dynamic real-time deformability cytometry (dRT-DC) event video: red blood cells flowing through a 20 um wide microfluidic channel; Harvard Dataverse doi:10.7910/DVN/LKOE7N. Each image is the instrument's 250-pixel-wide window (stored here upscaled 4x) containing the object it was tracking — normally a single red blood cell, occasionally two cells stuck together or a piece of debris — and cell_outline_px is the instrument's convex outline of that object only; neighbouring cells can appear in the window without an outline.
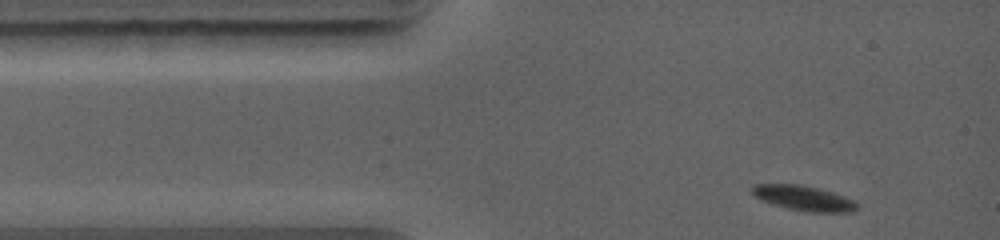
{"species": "common noctule bat (a hibernating species)", "species_latin": "Nyctalus noctula", "temperature_condition": "warm", "stored_images_in_passage": 9, "camera_frame_rate_fps": 5000, "um_per_image_px": 0.085, "animal": {"sex": "female", "body_mass_g": 19.0, "forearm_length_mm": 56.7}, "frame": {"image": 1, "passage_image": 1, "time_ms": 0.0, "image_size_px": [1000, 240], "cell_outline_px": [[856, 208], [852, 212], [808, 212], [788, 208], [772, 204], [752, 196], [752, 184], [800, 184], [832, 192], [856, 200]], "centroid_in_image_um": [68.28, 16.84], "position_along_channel_um": 16.7, "area_um2": 15.26}}
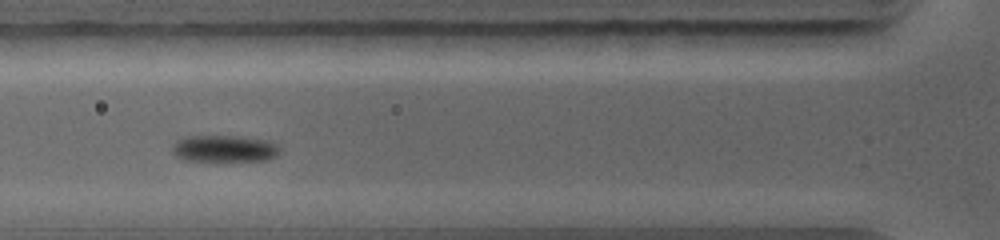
{"frame": {"image": 2, "passage_image": 4, "time_ms": 2.8, "image_size_px": [1000, 240], "cell_outline_px": [[280, 152], [276, 156], [268, 160], [184, 160], [176, 156], [172, 148], [172, 144], [176, 140], [184, 136], [240, 136], [268, 140], [276, 144], [280, 148]], "centroid_in_image_um": [19.07, 12.61], "position_along_channel_um": 106.7, "area_um2": 16.76}}
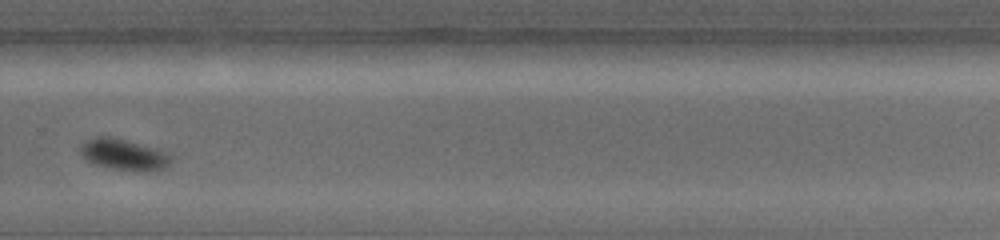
{"frame": {"image": 3, "passage_image": 9, "time_ms": 7.4, "image_size_px": [1000, 240], "cell_outline_px": [[172, 160], [164, 168], [144, 172], [132, 172], [92, 164], [80, 152], [80, 148], [88, 140], [96, 136], [116, 136], [156, 148], [164, 152]], "centroid_in_image_um": [10.52, 13.14], "position_along_channel_um": 319.3, "area_um2": 16.53}}